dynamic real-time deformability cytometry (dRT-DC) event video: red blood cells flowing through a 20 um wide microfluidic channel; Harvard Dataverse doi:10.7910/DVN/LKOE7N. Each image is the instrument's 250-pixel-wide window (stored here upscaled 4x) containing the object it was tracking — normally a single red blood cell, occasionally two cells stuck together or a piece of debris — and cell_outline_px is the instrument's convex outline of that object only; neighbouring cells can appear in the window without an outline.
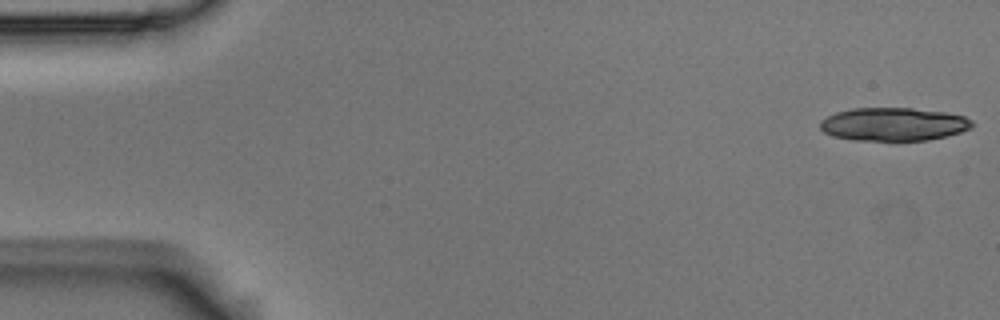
{"species": "Egyptian fruit bat (a non-hibernating species)", "species_latin": "Rousettus aegyptiacus", "temperature_condition": "room temperature", "stored_images_in_passage": 4, "segment_of_instrument_passage": [1, 2], "camera_frame_rate_fps": 3000, "um_per_image_px": 0.085, "animal": {"sex": "male"}, "frame": {"image": 1, "passage_image": 1, "time_ms": 0.0, "image_size_px": [1000, 320], "cell_outline_px": [[972, 128], [960, 132], [928, 140], [852, 140], [832, 136], [824, 132], [820, 128], [820, 120], [836, 112], [852, 108], [912, 108], [944, 112], [964, 116], [972, 120]], "centroid_in_image_um": [75.92, 10.55], "position_along_channel_um": 9.1, "area_um2": 29.36}}